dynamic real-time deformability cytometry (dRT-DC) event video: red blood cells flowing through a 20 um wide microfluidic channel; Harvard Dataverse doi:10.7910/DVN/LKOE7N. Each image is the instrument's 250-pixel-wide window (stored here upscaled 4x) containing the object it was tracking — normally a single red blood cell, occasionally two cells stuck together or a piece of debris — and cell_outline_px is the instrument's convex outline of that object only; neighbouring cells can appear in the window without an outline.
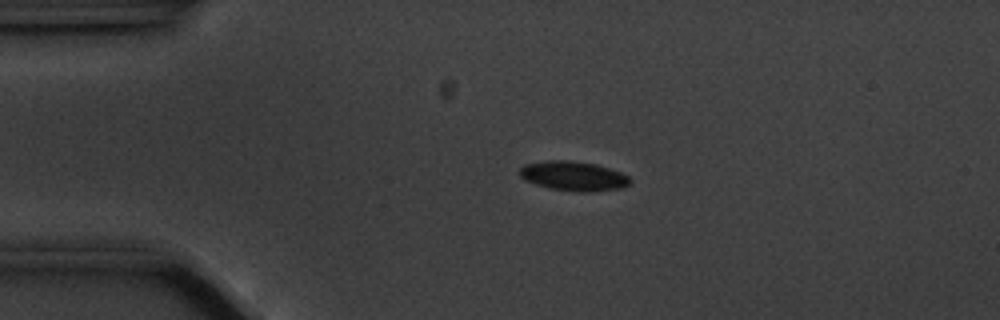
{"species": "common noctule bat (a hibernating species)", "species_latin": "Nyctalus noctula", "temperature_condition": "cold", "stored_images_in_passage": 45, "camera_frame_rate_fps": 3000, "um_per_image_px": 0.085, "animal": {"sex": "male", "body_mass_g": 20.1, "forearm_length_mm": 53.5}, "frame": {"image": 1, "passage_image": 1, "time_ms": 0.0, "image_size_px": [1000, 320], "cell_outline_px": [[632, 184], [624, 188], [588, 192], [580, 192], [548, 188], [524, 180], [520, 176], [520, 168], [524, 164], [548, 160], [568, 160], [596, 164], [620, 172], [628, 176], [632, 180]], "centroid_in_image_um": [48.77, 14.97], "position_along_channel_um": 36.2, "area_um2": 19.13}}
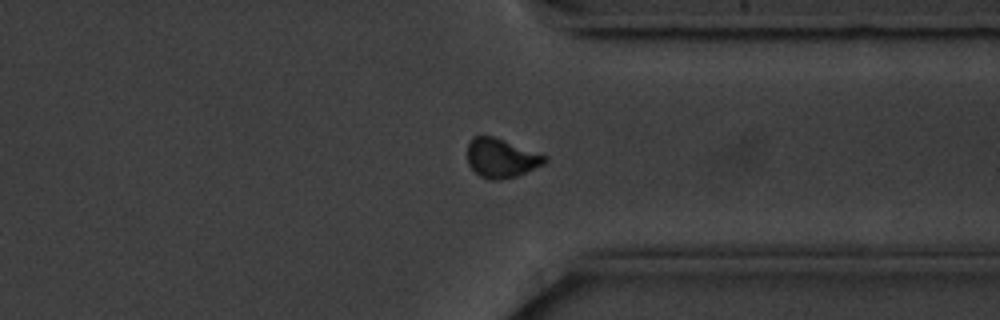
{"frame": {"image": 2, "passage_image": 32, "time_ms": 10.333, "image_size_px": [1000, 320], "cell_outline_px": [[548, 160], [544, 164], [516, 176], [500, 180], [488, 180], [480, 176], [468, 164], [468, 144], [472, 136], [492, 136], [548, 156]], "centroid_in_image_um": [42.6, 13.44], "position_along_channel_um": 368.8, "area_um2": 17.51}}
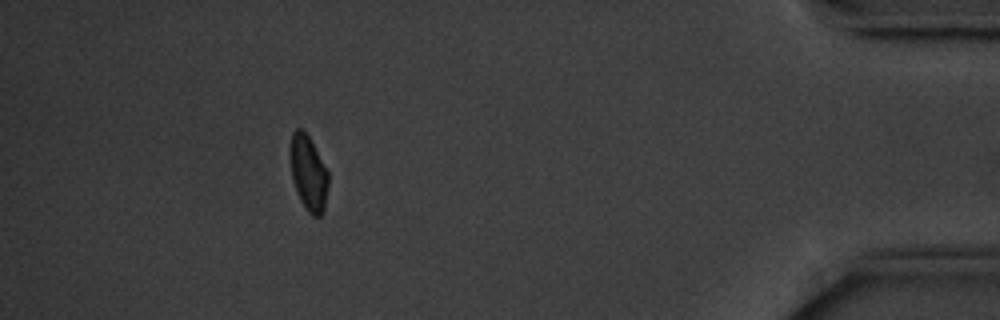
{"frame": {"image": 3, "passage_image": 40, "time_ms": 13.0, "image_size_px": [1000, 320], "cell_outline_px": [[328, 184], [324, 212], [320, 216], [312, 216], [304, 208], [300, 200], [292, 180], [288, 152], [288, 148], [292, 132], [296, 128], [300, 128], [308, 136], [328, 172]], "centroid_in_image_um": [26.17, 14.72], "position_along_channel_um": 409.0, "area_um2": 16.94}}